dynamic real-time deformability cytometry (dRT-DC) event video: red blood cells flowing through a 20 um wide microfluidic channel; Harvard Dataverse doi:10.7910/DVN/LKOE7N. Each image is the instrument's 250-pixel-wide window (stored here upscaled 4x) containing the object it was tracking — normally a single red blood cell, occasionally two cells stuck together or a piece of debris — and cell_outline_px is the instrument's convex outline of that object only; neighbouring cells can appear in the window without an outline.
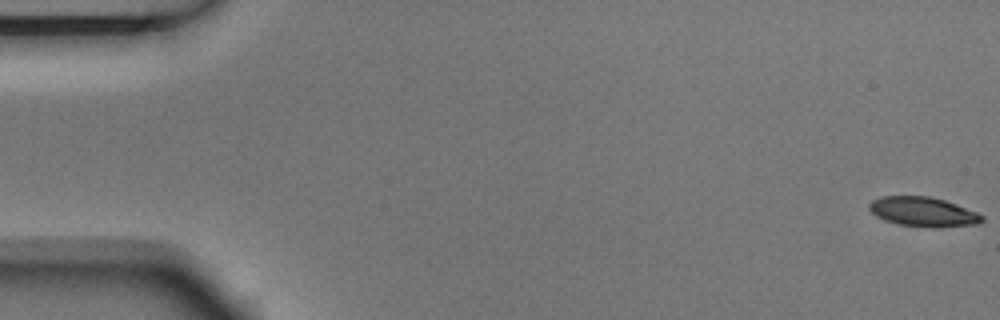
{"species": "Egyptian fruit bat (a non-hibernating species)", "species_latin": "Rousettus aegyptiacus", "temperature_condition": "room temperature", "stored_images_in_passage": 6, "segment_of_instrument_passage": [1, 2], "camera_frame_rate_fps": 3000, "um_per_image_px": 0.085, "animal": {"sex": "male"}, "frame": {"image": 1, "passage_image": 1, "time_ms": 0.0, "image_size_px": [1000, 320], "cell_outline_px": [[984, 220], [980, 224], [900, 224], [884, 220], [876, 216], [868, 208], [868, 204], [872, 200], [880, 196], [928, 196], [944, 200], [956, 204], [976, 212], [984, 216]], "centroid_in_image_um": [78.39, 17.93], "position_along_channel_um": 6.6, "area_um2": 18.32}}